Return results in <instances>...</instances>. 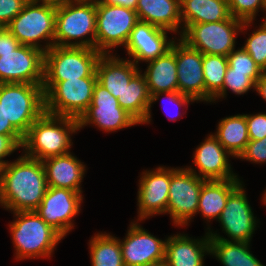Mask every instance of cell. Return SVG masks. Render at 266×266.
Returning a JSON list of instances; mask_svg holds the SVG:
<instances>
[{
  "instance_id": "31",
  "label": "cell",
  "mask_w": 266,
  "mask_h": 266,
  "mask_svg": "<svg viewBox=\"0 0 266 266\" xmlns=\"http://www.w3.org/2000/svg\"><path fill=\"white\" fill-rule=\"evenodd\" d=\"M89 244L92 266H124L120 240L108 234H97Z\"/></svg>"
},
{
  "instance_id": "35",
  "label": "cell",
  "mask_w": 266,
  "mask_h": 266,
  "mask_svg": "<svg viewBox=\"0 0 266 266\" xmlns=\"http://www.w3.org/2000/svg\"><path fill=\"white\" fill-rule=\"evenodd\" d=\"M228 5L231 16L242 21H253L260 6L266 11L265 0H228Z\"/></svg>"
},
{
  "instance_id": "46",
  "label": "cell",
  "mask_w": 266,
  "mask_h": 266,
  "mask_svg": "<svg viewBox=\"0 0 266 266\" xmlns=\"http://www.w3.org/2000/svg\"><path fill=\"white\" fill-rule=\"evenodd\" d=\"M141 266H168V264L166 263L165 259H163L157 262L148 263V264L141 265Z\"/></svg>"
},
{
  "instance_id": "34",
  "label": "cell",
  "mask_w": 266,
  "mask_h": 266,
  "mask_svg": "<svg viewBox=\"0 0 266 266\" xmlns=\"http://www.w3.org/2000/svg\"><path fill=\"white\" fill-rule=\"evenodd\" d=\"M243 48L263 71H266V20L247 39Z\"/></svg>"
},
{
  "instance_id": "22",
  "label": "cell",
  "mask_w": 266,
  "mask_h": 266,
  "mask_svg": "<svg viewBox=\"0 0 266 266\" xmlns=\"http://www.w3.org/2000/svg\"><path fill=\"white\" fill-rule=\"evenodd\" d=\"M48 187H59L81 193L80 183L85 167L71 153L47 158L42 161Z\"/></svg>"
},
{
  "instance_id": "26",
  "label": "cell",
  "mask_w": 266,
  "mask_h": 266,
  "mask_svg": "<svg viewBox=\"0 0 266 266\" xmlns=\"http://www.w3.org/2000/svg\"><path fill=\"white\" fill-rule=\"evenodd\" d=\"M150 98L145 76L139 70L117 100L124 110L143 124L150 122Z\"/></svg>"
},
{
  "instance_id": "36",
  "label": "cell",
  "mask_w": 266,
  "mask_h": 266,
  "mask_svg": "<svg viewBox=\"0 0 266 266\" xmlns=\"http://www.w3.org/2000/svg\"><path fill=\"white\" fill-rule=\"evenodd\" d=\"M228 67L240 72H264L251 58L250 54L242 47L232 51L228 56Z\"/></svg>"
},
{
  "instance_id": "16",
  "label": "cell",
  "mask_w": 266,
  "mask_h": 266,
  "mask_svg": "<svg viewBox=\"0 0 266 266\" xmlns=\"http://www.w3.org/2000/svg\"><path fill=\"white\" fill-rule=\"evenodd\" d=\"M176 44L178 91L195 100L206 101L203 75V54L190 48L182 40Z\"/></svg>"
},
{
  "instance_id": "9",
  "label": "cell",
  "mask_w": 266,
  "mask_h": 266,
  "mask_svg": "<svg viewBox=\"0 0 266 266\" xmlns=\"http://www.w3.org/2000/svg\"><path fill=\"white\" fill-rule=\"evenodd\" d=\"M56 4L29 0L23 10L6 26L20 44L42 50L38 40H53L55 34Z\"/></svg>"
},
{
  "instance_id": "43",
  "label": "cell",
  "mask_w": 266,
  "mask_h": 266,
  "mask_svg": "<svg viewBox=\"0 0 266 266\" xmlns=\"http://www.w3.org/2000/svg\"><path fill=\"white\" fill-rule=\"evenodd\" d=\"M0 135H21L10 123L7 121L4 112V107L0 103Z\"/></svg>"
},
{
  "instance_id": "28",
  "label": "cell",
  "mask_w": 266,
  "mask_h": 266,
  "mask_svg": "<svg viewBox=\"0 0 266 266\" xmlns=\"http://www.w3.org/2000/svg\"><path fill=\"white\" fill-rule=\"evenodd\" d=\"M184 26L218 22L231 17L228 0H180Z\"/></svg>"
},
{
  "instance_id": "5",
  "label": "cell",
  "mask_w": 266,
  "mask_h": 266,
  "mask_svg": "<svg viewBox=\"0 0 266 266\" xmlns=\"http://www.w3.org/2000/svg\"><path fill=\"white\" fill-rule=\"evenodd\" d=\"M17 216L10 224L18 259L48 257L63 237L48 225L36 211L14 212Z\"/></svg>"
},
{
  "instance_id": "15",
  "label": "cell",
  "mask_w": 266,
  "mask_h": 266,
  "mask_svg": "<svg viewBox=\"0 0 266 266\" xmlns=\"http://www.w3.org/2000/svg\"><path fill=\"white\" fill-rule=\"evenodd\" d=\"M218 220L230 239L237 242H250L256 220L242 184L229 195Z\"/></svg>"
},
{
  "instance_id": "18",
  "label": "cell",
  "mask_w": 266,
  "mask_h": 266,
  "mask_svg": "<svg viewBox=\"0 0 266 266\" xmlns=\"http://www.w3.org/2000/svg\"><path fill=\"white\" fill-rule=\"evenodd\" d=\"M170 182L171 169L159 167L155 171L143 172L138 191L139 220L166 213Z\"/></svg>"
},
{
  "instance_id": "27",
  "label": "cell",
  "mask_w": 266,
  "mask_h": 266,
  "mask_svg": "<svg viewBox=\"0 0 266 266\" xmlns=\"http://www.w3.org/2000/svg\"><path fill=\"white\" fill-rule=\"evenodd\" d=\"M241 184L238 179L206 180L201 188L197 212L207 219L219 218L229 195Z\"/></svg>"
},
{
  "instance_id": "42",
  "label": "cell",
  "mask_w": 266,
  "mask_h": 266,
  "mask_svg": "<svg viewBox=\"0 0 266 266\" xmlns=\"http://www.w3.org/2000/svg\"><path fill=\"white\" fill-rule=\"evenodd\" d=\"M161 94H166V96H168L167 99L170 102H173L174 104L178 105L179 107H181V105L182 106H184L185 104L187 105L188 103H190V101L194 102V100L190 96L181 94L179 91H172V92H158V93L152 94L150 98V104L158 100ZM178 114L179 113H177V117H178Z\"/></svg>"
},
{
  "instance_id": "40",
  "label": "cell",
  "mask_w": 266,
  "mask_h": 266,
  "mask_svg": "<svg viewBox=\"0 0 266 266\" xmlns=\"http://www.w3.org/2000/svg\"><path fill=\"white\" fill-rule=\"evenodd\" d=\"M23 141L22 135H0V169L8 163L2 159L22 147Z\"/></svg>"
},
{
  "instance_id": "7",
  "label": "cell",
  "mask_w": 266,
  "mask_h": 266,
  "mask_svg": "<svg viewBox=\"0 0 266 266\" xmlns=\"http://www.w3.org/2000/svg\"><path fill=\"white\" fill-rule=\"evenodd\" d=\"M102 54L93 48L52 46L44 53V82L97 77Z\"/></svg>"
},
{
  "instance_id": "48",
  "label": "cell",
  "mask_w": 266,
  "mask_h": 266,
  "mask_svg": "<svg viewBox=\"0 0 266 266\" xmlns=\"http://www.w3.org/2000/svg\"><path fill=\"white\" fill-rule=\"evenodd\" d=\"M74 1H77V2H87V3H99V2H102L103 0H74Z\"/></svg>"
},
{
  "instance_id": "24",
  "label": "cell",
  "mask_w": 266,
  "mask_h": 266,
  "mask_svg": "<svg viewBox=\"0 0 266 266\" xmlns=\"http://www.w3.org/2000/svg\"><path fill=\"white\" fill-rule=\"evenodd\" d=\"M148 62L144 76L150 96L158 92L178 91L175 42L163 56Z\"/></svg>"
},
{
  "instance_id": "33",
  "label": "cell",
  "mask_w": 266,
  "mask_h": 266,
  "mask_svg": "<svg viewBox=\"0 0 266 266\" xmlns=\"http://www.w3.org/2000/svg\"><path fill=\"white\" fill-rule=\"evenodd\" d=\"M262 74L263 72L234 71L227 67L224 76L223 90L216 96V98L224 97L227 88H230V90L238 95L246 93L249 89L255 87V83Z\"/></svg>"
},
{
  "instance_id": "47",
  "label": "cell",
  "mask_w": 266,
  "mask_h": 266,
  "mask_svg": "<svg viewBox=\"0 0 266 266\" xmlns=\"http://www.w3.org/2000/svg\"><path fill=\"white\" fill-rule=\"evenodd\" d=\"M35 1L52 2L55 4H59V3H63V2L69 1V0H35Z\"/></svg>"
},
{
  "instance_id": "6",
  "label": "cell",
  "mask_w": 266,
  "mask_h": 266,
  "mask_svg": "<svg viewBox=\"0 0 266 266\" xmlns=\"http://www.w3.org/2000/svg\"><path fill=\"white\" fill-rule=\"evenodd\" d=\"M97 77L43 82L45 112L80 119L89 108Z\"/></svg>"
},
{
  "instance_id": "45",
  "label": "cell",
  "mask_w": 266,
  "mask_h": 266,
  "mask_svg": "<svg viewBox=\"0 0 266 266\" xmlns=\"http://www.w3.org/2000/svg\"><path fill=\"white\" fill-rule=\"evenodd\" d=\"M254 88L258 91V94L266 100V71H264L262 76L257 80Z\"/></svg>"
},
{
  "instance_id": "49",
  "label": "cell",
  "mask_w": 266,
  "mask_h": 266,
  "mask_svg": "<svg viewBox=\"0 0 266 266\" xmlns=\"http://www.w3.org/2000/svg\"><path fill=\"white\" fill-rule=\"evenodd\" d=\"M263 198H264L263 199L264 203H266V191H265V194H264V197Z\"/></svg>"
},
{
  "instance_id": "29",
  "label": "cell",
  "mask_w": 266,
  "mask_h": 266,
  "mask_svg": "<svg viewBox=\"0 0 266 266\" xmlns=\"http://www.w3.org/2000/svg\"><path fill=\"white\" fill-rule=\"evenodd\" d=\"M210 252L224 266H264L248 250L249 242L229 241L210 232Z\"/></svg>"
},
{
  "instance_id": "11",
  "label": "cell",
  "mask_w": 266,
  "mask_h": 266,
  "mask_svg": "<svg viewBox=\"0 0 266 266\" xmlns=\"http://www.w3.org/2000/svg\"><path fill=\"white\" fill-rule=\"evenodd\" d=\"M205 179L199 178L192 168L171 169L168 206L176 225H185L197 213L199 197Z\"/></svg>"
},
{
  "instance_id": "10",
  "label": "cell",
  "mask_w": 266,
  "mask_h": 266,
  "mask_svg": "<svg viewBox=\"0 0 266 266\" xmlns=\"http://www.w3.org/2000/svg\"><path fill=\"white\" fill-rule=\"evenodd\" d=\"M138 21L137 12L133 9L97 3L96 50L101 54H109L107 48L126 46L131 31Z\"/></svg>"
},
{
  "instance_id": "13",
  "label": "cell",
  "mask_w": 266,
  "mask_h": 266,
  "mask_svg": "<svg viewBox=\"0 0 266 266\" xmlns=\"http://www.w3.org/2000/svg\"><path fill=\"white\" fill-rule=\"evenodd\" d=\"M78 121L79 128L92 123L106 132L139 124L132 115L119 105L117 98L98 81L93 89L92 102Z\"/></svg>"
},
{
  "instance_id": "32",
  "label": "cell",
  "mask_w": 266,
  "mask_h": 266,
  "mask_svg": "<svg viewBox=\"0 0 266 266\" xmlns=\"http://www.w3.org/2000/svg\"><path fill=\"white\" fill-rule=\"evenodd\" d=\"M202 64L206 87V101H215L216 96L223 90L228 59L223 55L203 54Z\"/></svg>"
},
{
  "instance_id": "25",
  "label": "cell",
  "mask_w": 266,
  "mask_h": 266,
  "mask_svg": "<svg viewBox=\"0 0 266 266\" xmlns=\"http://www.w3.org/2000/svg\"><path fill=\"white\" fill-rule=\"evenodd\" d=\"M138 20L177 32L181 24L180 0H138Z\"/></svg>"
},
{
  "instance_id": "38",
  "label": "cell",
  "mask_w": 266,
  "mask_h": 266,
  "mask_svg": "<svg viewBox=\"0 0 266 266\" xmlns=\"http://www.w3.org/2000/svg\"><path fill=\"white\" fill-rule=\"evenodd\" d=\"M239 157L255 163L266 162V137L260 140H250Z\"/></svg>"
},
{
  "instance_id": "2",
  "label": "cell",
  "mask_w": 266,
  "mask_h": 266,
  "mask_svg": "<svg viewBox=\"0 0 266 266\" xmlns=\"http://www.w3.org/2000/svg\"><path fill=\"white\" fill-rule=\"evenodd\" d=\"M79 129L78 119L44 112L24 136L22 147L26 150L25 155L43 161L68 154L71 146L69 134Z\"/></svg>"
},
{
  "instance_id": "8",
  "label": "cell",
  "mask_w": 266,
  "mask_h": 266,
  "mask_svg": "<svg viewBox=\"0 0 266 266\" xmlns=\"http://www.w3.org/2000/svg\"><path fill=\"white\" fill-rule=\"evenodd\" d=\"M251 22L231 16L218 22L190 24L182 27L184 29L180 40L202 54L227 57L234 50L238 30L246 28Z\"/></svg>"
},
{
  "instance_id": "12",
  "label": "cell",
  "mask_w": 266,
  "mask_h": 266,
  "mask_svg": "<svg viewBox=\"0 0 266 266\" xmlns=\"http://www.w3.org/2000/svg\"><path fill=\"white\" fill-rule=\"evenodd\" d=\"M44 52L20 45L13 52L0 53V83L43 85Z\"/></svg>"
},
{
  "instance_id": "20",
  "label": "cell",
  "mask_w": 266,
  "mask_h": 266,
  "mask_svg": "<svg viewBox=\"0 0 266 266\" xmlns=\"http://www.w3.org/2000/svg\"><path fill=\"white\" fill-rule=\"evenodd\" d=\"M227 155L231 154L214 135H209L195 151L193 163L198 167L200 174L197 176L205 180L238 179L231 172Z\"/></svg>"
},
{
  "instance_id": "4",
  "label": "cell",
  "mask_w": 266,
  "mask_h": 266,
  "mask_svg": "<svg viewBox=\"0 0 266 266\" xmlns=\"http://www.w3.org/2000/svg\"><path fill=\"white\" fill-rule=\"evenodd\" d=\"M43 85L0 83V103L7 121L24 137L45 112Z\"/></svg>"
},
{
  "instance_id": "17",
  "label": "cell",
  "mask_w": 266,
  "mask_h": 266,
  "mask_svg": "<svg viewBox=\"0 0 266 266\" xmlns=\"http://www.w3.org/2000/svg\"><path fill=\"white\" fill-rule=\"evenodd\" d=\"M165 245L166 240L132 223L124 242H120L124 266H141L165 259Z\"/></svg>"
},
{
  "instance_id": "1",
  "label": "cell",
  "mask_w": 266,
  "mask_h": 266,
  "mask_svg": "<svg viewBox=\"0 0 266 266\" xmlns=\"http://www.w3.org/2000/svg\"><path fill=\"white\" fill-rule=\"evenodd\" d=\"M43 162L24 154L0 169V204L13 212L35 211L47 191Z\"/></svg>"
},
{
  "instance_id": "19",
  "label": "cell",
  "mask_w": 266,
  "mask_h": 266,
  "mask_svg": "<svg viewBox=\"0 0 266 266\" xmlns=\"http://www.w3.org/2000/svg\"><path fill=\"white\" fill-rule=\"evenodd\" d=\"M167 30L144 21H138L131 31L125 46L128 55L137 65L140 61H151L170 50L173 40L167 41Z\"/></svg>"
},
{
  "instance_id": "3",
  "label": "cell",
  "mask_w": 266,
  "mask_h": 266,
  "mask_svg": "<svg viewBox=\"0 0 266 266\" xmlns=\"http://www.w3.org/2000/svg\"><path fill=\"white\" fill-rule=\"evenodd\" d=\"M90 33L89 39L68 42L81 37L83 39ZM54 45L96 49V3L69 0L56 4L54 42L46 44L45 52Z\"/></svg>"
},
{
  "instance_id": "30",
  "label": "cell",
  "mask_w": 266,
  "mask_h": 266,
  "mask_svg": "<svg viewBox=\"0 0 266 266\" xmlns=\"http://www.w3.org/2000/svg\"><path fill=\"white\" fill-rule=\"evenodd\" d=\"M214 136L231 156L239 158L250 141L245 114L230 116L221 120L218 124L217 134Z\"/></svg>"
},
{
  "instance_id": "23",
  "label": "cell",
  "mask_w": 266,
  "mask_h": 266,
  "mask_svg": "<svg viewBox=\"0 0 266 266\" xmlns=\"http://www.w3.org/2000/svg\"><path fill=\"white\" fill-rule=\"evenodd\" d=\"M205 251L210 252L208 233L201 240H192L177 234L166 240L165 261L168 266H203Z\"/></svg>"
},
{
  "instance_id": "37",
  "label": "cell",
  "mask_w": 266,
  "mask_h": 266,
  "mask_svg": "<svg viewBox=\"0 0 266 266\" xmlns=\"http://www.w3.org/2000/svg\"><path fill=\"white\" fill-rule=\"evenodd\" d=\"M29 0H0V25L6 27Z\"/></svg>"
},
{
  "instance_id": "21",
  "label": "cell",
  "mask_w": 266,
  "mask_h": 266,
  "mask_svg": "<svg viewBox=\"0 0 266 266\" xmlns=\"http://www.w3.org/2000/svg\"><path fill=\"white\" fill-rule=\"evenodd\" d=\"M133 61L122 60L107 54H102L96 65L97 81L115 98L122 96L126 85L138 72Z\"/></svg>"
},
{
  "instance_id": "39",
  "label": "cell",
  "mask_w": 266,
  "mask_h": 266,
  "mask_svg": "<svg viewBox=\"0 0 266 266\" xmlns=\"http://www.w3.org/2000/svg\"><path fill=\"white\" fill-rule=\"evenodd\" d=\"M249 140L266 137V114L245 115Z\"/></svg>"
},
{
  "instance_id": "41",
  "label": "cell",
  "mask_w": 266,
  "mask_h": 266,
  "mask_svg": "<svg viewBox=\"0 0 266 266\" xmlns=\"http://www.w3.org/2000/svg\"><path fill=\"white\" fill-rule=\"evenodd\" d=\"M20 45L6 27L0 29V53L13 52Z\"/></svg>"
},
{
  "instance_id": "44",
  "label": "cell",
  "mask_w": 266,
  "mask_h": 266,
  "mask_svg": "<svg viewBox=\"0 0 266 266\" xmlns=\"http://www.w3.org/2000/svg\"><path fill=\"white\" fill-rule=\"evenodd\" d=\"M102 3L108 5H119L135 10L138 0H103Z\"/></svg>"
},
{
  "instance_id": "14",
  "label": "cell",
  "mask_w": 266,
  "mask_h": 266,
  "mask_svg": "<svg viewBox=\"0 0 266 266\" xmlns=\"http://www.w3.org/2000/svg\"><path fill=\"white\" fill-rule=\"evenodd\" d=\"M82 193L59 187H48L37 214L62 237L73 228L72 218L79 213Z\"/></svg>"
}]
</instances>
